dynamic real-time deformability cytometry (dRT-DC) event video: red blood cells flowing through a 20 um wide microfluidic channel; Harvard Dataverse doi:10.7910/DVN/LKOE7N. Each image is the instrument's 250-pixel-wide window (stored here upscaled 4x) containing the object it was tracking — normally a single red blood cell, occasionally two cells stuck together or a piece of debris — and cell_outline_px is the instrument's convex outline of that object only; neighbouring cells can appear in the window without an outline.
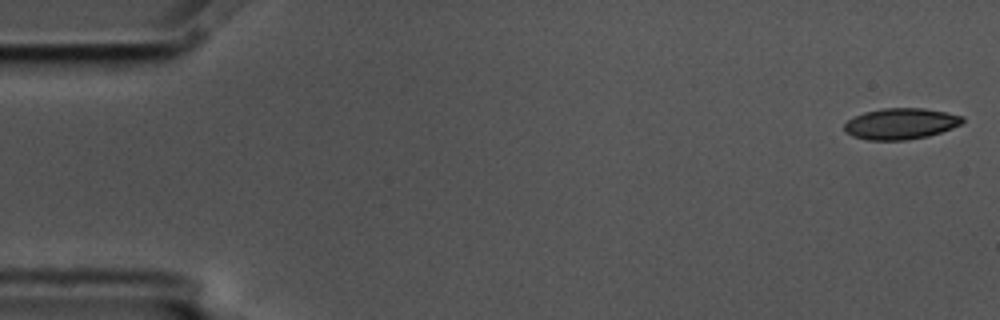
{"species": "common noctule bat (a hibernating species)", "species_latin": "Nyctalus noctula", "temperature_condition": "cold", "stored_images_in_passage": 10, "camera_frame_rate_fps": 3000, "um_per_image_px": 0.085, "animal": {"sex": "male", "body_mass_g": 17.5, "forearm_length_mm": 52.3}, "frame": {"image": 1, "passage_image": 1, "time_ms": 0.0, "image_size_px": [1000, 320], "cell_outline_px": [[964, 120], [960, 124], [952, 128], [928, 136], [908, 140], [868, 140], [852, 136], [844, 128], [844, 124], [848, 120], [864, 112], [884, 108], [924, 108], [964, 116]], "centroid_in_image_um": [76.57, 10.52], "position_along_channel_um": 8.4, "area_um2": 21.27}}